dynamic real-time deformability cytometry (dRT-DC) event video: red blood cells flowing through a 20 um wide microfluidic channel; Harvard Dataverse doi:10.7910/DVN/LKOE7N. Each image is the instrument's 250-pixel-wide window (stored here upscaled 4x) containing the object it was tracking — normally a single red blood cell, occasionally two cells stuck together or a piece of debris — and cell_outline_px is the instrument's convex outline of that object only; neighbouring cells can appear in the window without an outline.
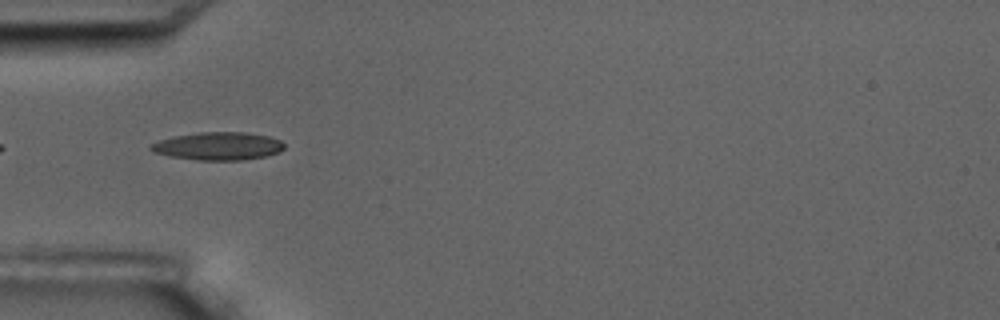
{"species": "common noctule bat (a hibernating species)", "species_latin": "Nyctalus noctula", "temperature_condition": "room temperature", "stored_images_in_passage": 12, "camera_frame_rate_fps": 3000, "um_per_image_px": 0.085, "animal": {"sex": "male", "body_mass_g": 17.5, "forearm_length_mm": 52.3}, "frame": {"image": 1, "passage_image": 1, "time_ms": 0.0, "image_size_px": [1000, 320], "cell_outline_px": [[284, 148], [280, 152], [264, 156], [244, 160], [200, 160], [168, 156], [152, 152], [148, 148], [148, 144], [172, 136], [200, 132], [244, 132], [268, 136], [280, 140], [284, 144]], "centroid_in_image_um": [18.5, 12.42], "position_along_channel_um": 66.5, "area_um2": 21.85}}
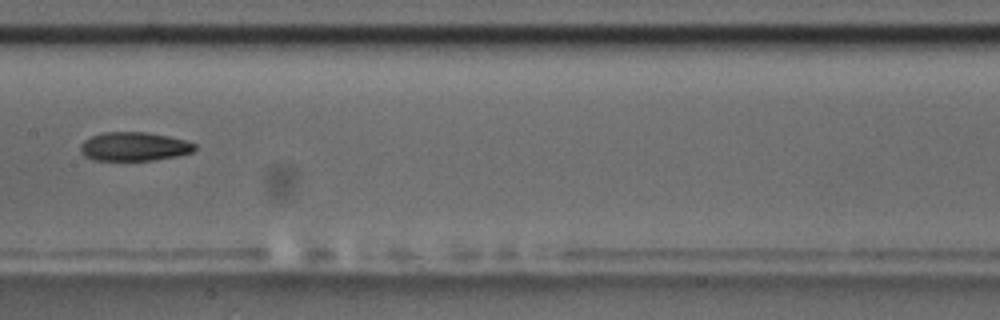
{"frame": {"image": 2, "passage_image": 4, "time_ms": 3.667, "image_size_px": [1000, 320], "cell_outline_px": [[196, 148], [192, 152], [176, 156], [152, 160], [92, 160], [84, 156], [80, 152], [80, 144], [84, 140], [92, 136], [104, 132], [148, 132], [168, 136], [184, 140], [196, 144]], "centroid_in_image_um": [11.37, 12.45], "position_along_channel_um": 196.0, "area_um2": 19.19}}
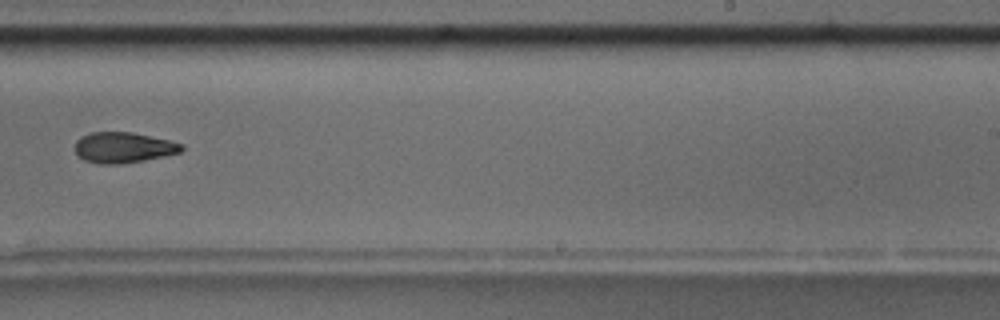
{"frame": {"image": 3, "passage_image": 6, "time_ms": 6.0, "image_size_px": [1000, 320], "cell_outline_px": [[184, 148], [180, 152], [144, 160], [120, 164], [100, 164], [84, 160], [76, 152], [76, 140], [80, 136], [88, 132], [132, 132], [168, 140], [184, 144]], "centroid_in_image_um": [10.47, 12.53], "position_along_channel_um": 278.5, "area_um2": 18.96}, "authors_computed_cell_mechanics": {"area_um2": 19.5653, "velocity_mm_per_s": 3.5443, "shape_relaxation_time_tau1_ms": 4.1474, "shape_relaxation_time_tau2_ms": 6.8719, "deformation_change_tau1": 0.1172, "deformation_change_tau2": 0.165}}